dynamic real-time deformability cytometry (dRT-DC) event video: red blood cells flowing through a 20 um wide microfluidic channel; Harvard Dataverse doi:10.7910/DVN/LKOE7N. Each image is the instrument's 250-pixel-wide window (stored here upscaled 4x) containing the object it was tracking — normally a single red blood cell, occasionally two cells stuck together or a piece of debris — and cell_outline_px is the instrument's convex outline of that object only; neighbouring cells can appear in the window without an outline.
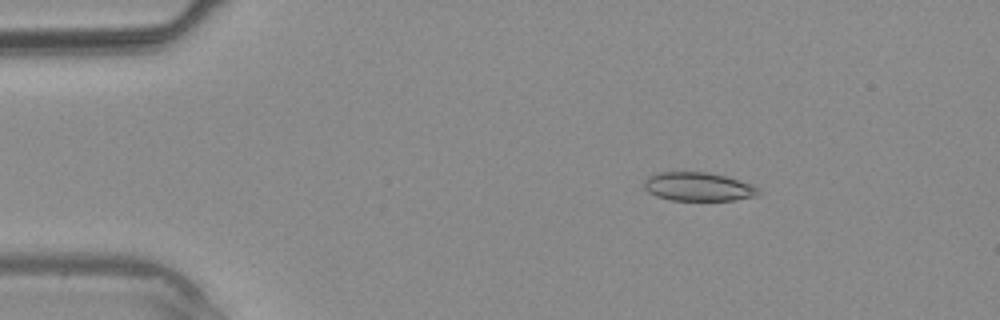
{"species": "common noctule bat (a hibernating species)", "species_latin": "Nyctalus noctula", "temperature_condition": "warm", "stored_images_in_passage": 32, "camera_frame_rate_fps": 3000, "um_per_image_px": 0.085, "animal": {"sex": "male", "body_mass_g": 20.4}, "frame": {"image": 1, "passage_image": 1, "time_ms": 0.0, "image_size_px": [1000, 320], "cell_outline_px": [[760, 192], [756, 196], [732, 200], [672, 200], [656, 196], [648, 192], [644, 188], [644, 180], [648, 176], [656, 172], [708, 172], [724, 176], [748, 184], [756, 188]], "centroid_in_image_um": [59.26, 15.87], "position_along_channel_um": 25.7, "area_um2": 18.84}}
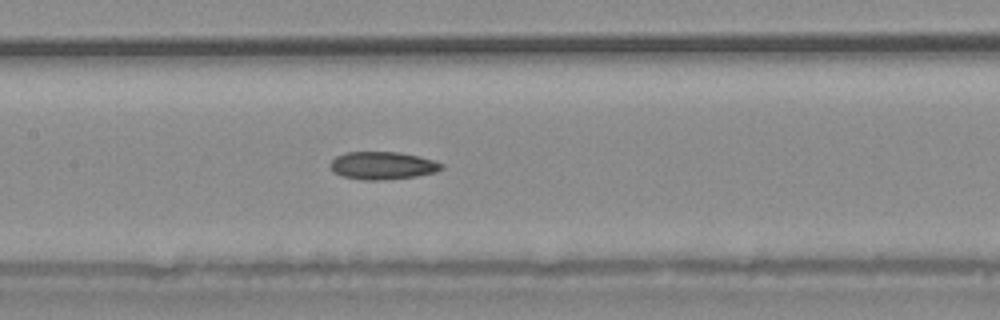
{"frame": {"image": 2, "passage_image": 13, "time_ms": 4.0, "image_size_px": [1000, 320], "cell_outline_px": [[444, 168], [436, 172], [416, 176], [380, 180], [364, 180], [340, 176], [332, 172], [332, 160], [336, 156], [348, 152], [400, 152], [432, 160], [444, 164]], "centroid_in_image_um": [32.52, 14.08], "position_along_channel_um": 174.9, "area_um2": 17.86}}
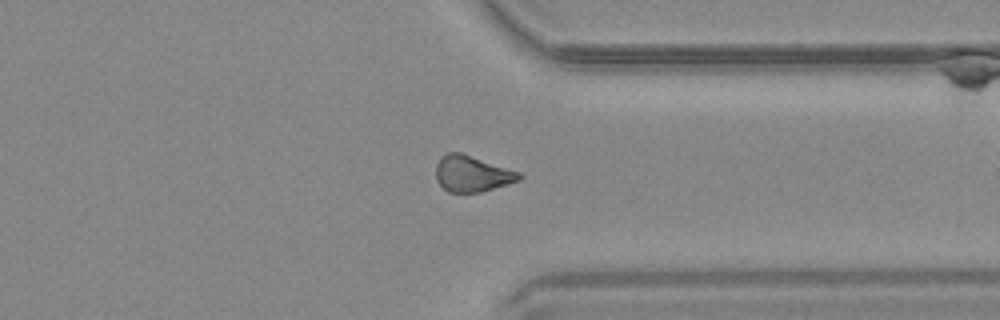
{"frame": {"image": 3, "passage_image": 24, "time_ms": 7.667, "image_size_px": [1000, 320], "cell_outline_px": [[524, 176], [520, 180], [508, 184], [480, 192], [448, 192], [436, 180], [436, 164], [440, 156], [448, 152], [460, 152], [520, 172]], "centroid_in_image_um": [40.12, 14.76], "position_along_channel_um": 371.3, "area_um2": 17.51}}